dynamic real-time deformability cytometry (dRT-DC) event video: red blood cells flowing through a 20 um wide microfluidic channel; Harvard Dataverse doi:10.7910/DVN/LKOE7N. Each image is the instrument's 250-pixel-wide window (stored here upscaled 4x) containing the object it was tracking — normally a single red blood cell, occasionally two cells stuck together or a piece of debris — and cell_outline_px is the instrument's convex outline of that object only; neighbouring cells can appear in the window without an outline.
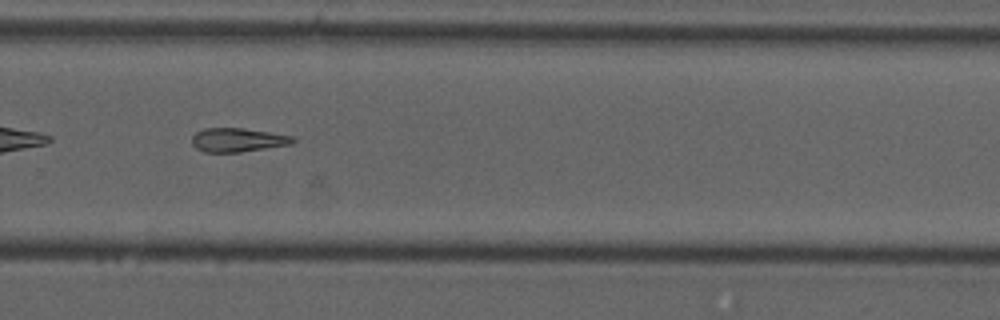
{"species": "common noctule bat (a hibernating species)", "species_latin": "Nyctalus noctula", "temperature_condition": "cold", "stored_images_in_passage": 28, "camera_frame_rate_fps": 3000, "um_per_image_px": 0.085, "animal": {"sex": "male", "forearm_length_mm": 52.5}, "frame": {"image": 1, "passage_image": 26, "time_ms": 8.333, "image_size_px": [1000, 320], "cell_outline_px": [[296, 140], [292, 144], [240, 152], [204, 152], [196, 148], [192, 144], [192, 136], [196, 132], [204, 128], [244, 128], [292, 136]], "centroid_in_image_um": [20.18, 11.89], "position_along_channel_um": 309.6, "area_um2": 13.99}, "authors_computed_cell_mechanics": {"area_um2": 14.45, "velocity_mm_per_s": 3.744, "shape_relaxation_time_tau1_ms": 6.7258, "shape_relaxation_time_tau2_ms": null, "deformation_change_tau1": 0.1471, "deformation_change_tau2": null}}